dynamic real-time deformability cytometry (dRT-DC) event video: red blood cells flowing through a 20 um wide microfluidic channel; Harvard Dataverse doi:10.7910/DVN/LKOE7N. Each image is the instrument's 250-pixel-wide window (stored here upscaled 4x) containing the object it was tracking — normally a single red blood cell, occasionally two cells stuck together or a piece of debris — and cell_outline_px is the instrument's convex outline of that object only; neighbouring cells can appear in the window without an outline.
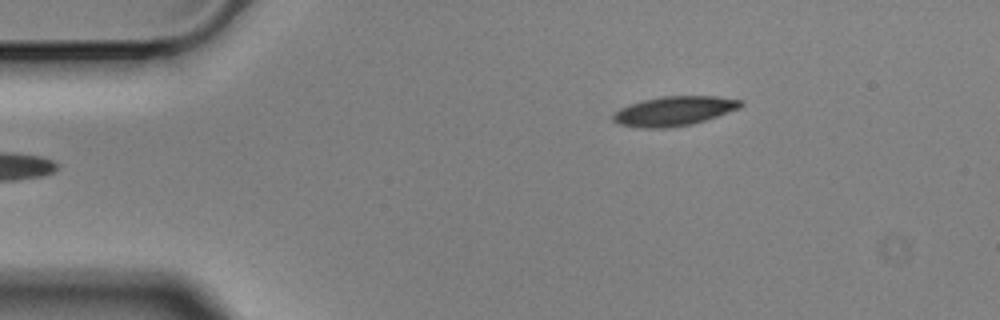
{"species": "Egyptian fruit bat (a non-hibernating species)", "species_latin": "Rousettus aegyptiacus", "temperature_condition": "cold", "stored_images_in_passage": 2, "camera_frame_rate_fps": 3000, "um_per_image_px": 0.085, "animal": {"sex": "male"}, "frame": {"image": 1, "passage_image": 2, "time_ms": 0.333, "image_size_px": [1000, 320], "cell_outline_px": [[744, 104], [740, 108], [692, 124], [664, 128], [640, 128], [616, 124], [612, 120], [612, 116], [620, 108], [628, 104], [660, 96], [716, 96], [744, 100]], "centroid_in_image_um": [57.28, 9.43], "position_along_channel_um": 27.7, "area_um2": 21.96}}